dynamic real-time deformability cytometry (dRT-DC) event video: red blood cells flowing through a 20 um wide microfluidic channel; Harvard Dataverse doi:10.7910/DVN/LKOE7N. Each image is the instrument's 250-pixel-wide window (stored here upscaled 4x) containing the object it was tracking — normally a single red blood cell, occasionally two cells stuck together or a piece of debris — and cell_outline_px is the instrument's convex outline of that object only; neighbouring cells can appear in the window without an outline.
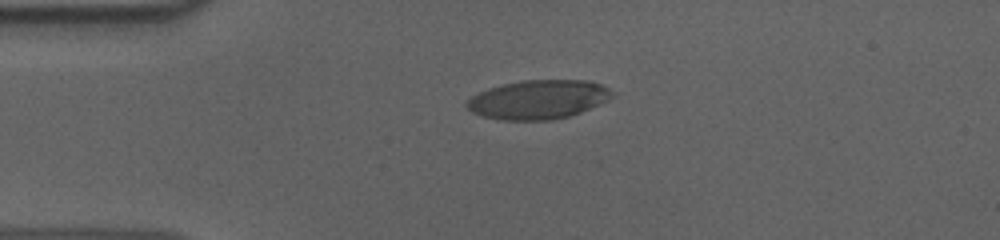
{"species": "human", "species_latin": "Homo sapiens", "temperature_condition": "cold", "stored_images_in_passage": 44, "camera_frame_rate_fps": 3000, "um_per_image_px": 0.085, "donor": {"sex": "male"}, "frame": {"image": 1, "passage_image": 1, "time_ms": 0.0, "image_size_px": [1000, 240], "cell_outline_px": [[616, 96], [608, 100], [580, 112], [568, 116], [552, 120], [504, 120], [484, 116], [472, 112], [464, 104], [472, 96], [488, 88], [504, 84], [524, 80], [588, 80], [600, 84], [616, 92]], "centroid_in_image_um": [45.79, 8.45], "position_along_channel_um": 39.2, "area_um2": 32.95}}
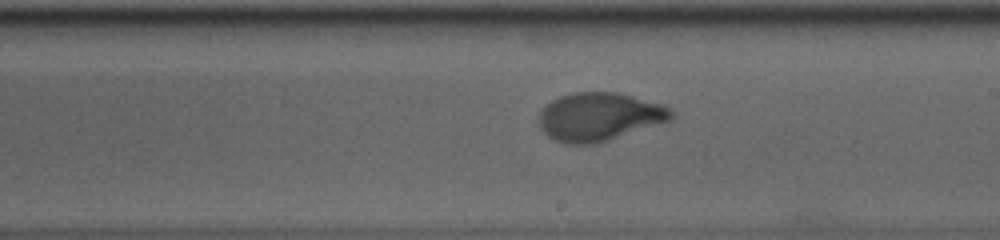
{"frame": {"image": 2, "passage_image": 20, "time_ms": 6.333, "image_size_px": [1000, 240], "cell_outline_px": [[676, 116], [672, 120], [596, 144], [564, 144], [552, 140], [540, 128], [540, 112], [544, 104], [560, 96], [572, 92], [620, 92], [664, 104], [676, 112]], "centroid_in_image_um": [50.97, 9.92], "position_along_channel_um": 238.0, "area_um2": 37.86}}
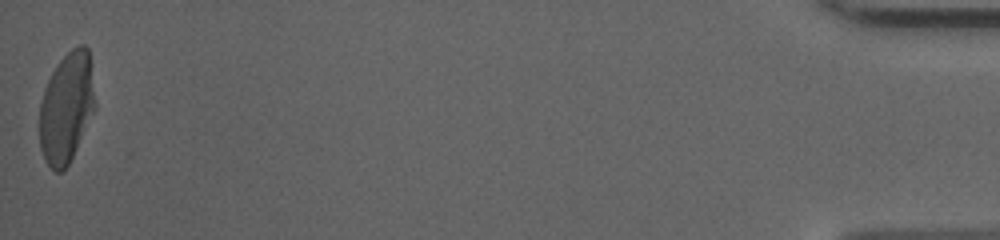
{"frame": {"image": 3, "passage_image": 44, "time_ms": 14.333, "image_size_px": [1000, 240], "cell_outline_px": [[96, 108], [68, 164], [60, 172], [56, 172], [48, 164], [40, 148], [40, 100], [44, 88], [56, 64], [72, 48], [80, 44], [84, 44], [88, 48], [96, 104]], "centroid_in_image_um": [5.66, 9.11], "position_along_channel_um": 429.5, "area_um2": 35.49}, "authors_computed_cell_mechanics": {"area_um2": 36.0961, "velocity_mm_per_s": 3.6189, "shape_relaxation_time_tau1_ms": 4.7298, "shape_relaxation_time_tau2_ms": null, "deformation_change_tau1": 0.2252, "deformation_change_tau2": null}}